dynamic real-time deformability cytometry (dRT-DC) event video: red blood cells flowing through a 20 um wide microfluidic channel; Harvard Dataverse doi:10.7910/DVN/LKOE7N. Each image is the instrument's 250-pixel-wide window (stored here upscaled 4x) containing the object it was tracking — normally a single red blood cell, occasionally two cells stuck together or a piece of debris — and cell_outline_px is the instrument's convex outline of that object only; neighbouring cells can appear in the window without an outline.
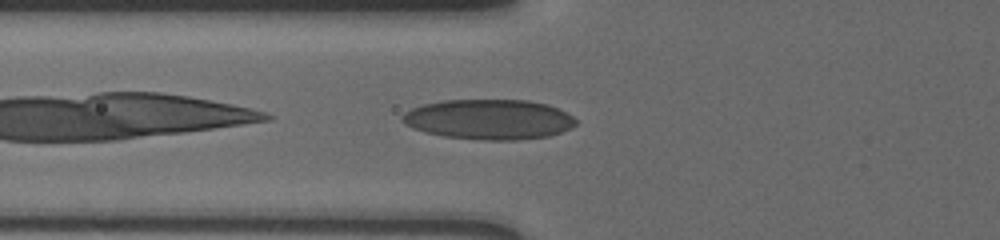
{"species": "human", "species_latin": "Homo sapiens", "temperature_condition": "cold", "stored_images_in_passage": 16, "camera_frame_rate_fps": 3000, "um_per_image_px": 0.085, "donor": {"sex": "male"}, "frame": {"image": 1, "passage_image": 8, "time_ms": 2.333, "image_size_px": [1000, 240], "cell_outline_px": [[576, 124], [572, 128], [548, 136], [516, 140], [480, 140], [444, 136], [424, 132], [412, 128], [404, 124], [400, 120], [400, 116], [404, 112], [412, 108], [424, 104], [444, 100], [528, 100], [548, 104], [572, 116], [576, 120]], "centroid_in_image_um": [41.52, 10.15], "position_along_channel_um": 84.3, "area_um2": 40.69}}
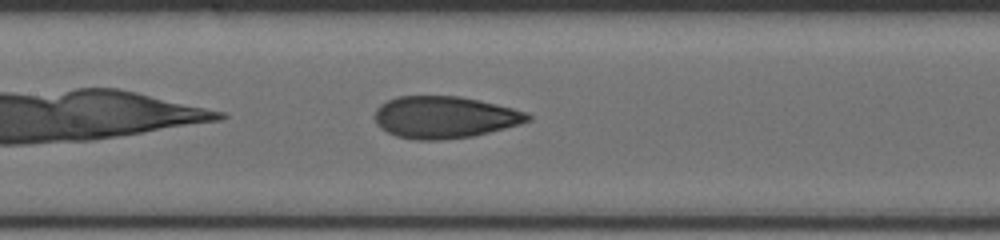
{"frame": {"image": 2, "passage_image": 14, "time_ms": 4.333, "image_size_px": [1000, 240], "cell_outline_px": [[532, 120], [520, 124], [472, 136], [440, 140], [416, 140], [396, 136], [380, 128], [376, 124], [372, 116], [376, 108], [380, 104], [396, 96], [460, 96], [480, 100], [528, 112], [532, 116]], "centroid_in_image_um": [37.75, 9.96], "position_along_channel_um": 169.6, "area_um2": 37.69}}
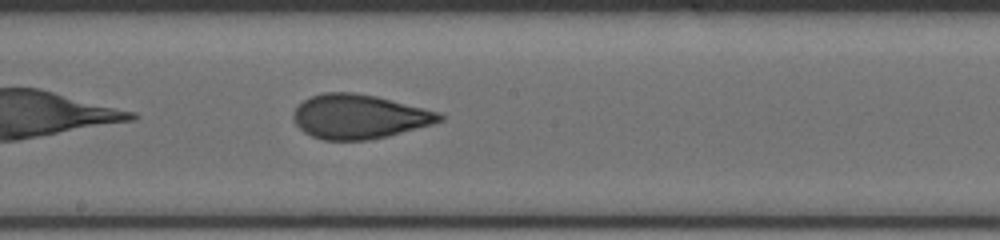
{"frame": {"image": 3, "passage_image": 16, "time_ms": 5.0, "image_size_px": [1000, 240], "cell_outline_px": [[444, 120], [432, 124], [388, 136], [368, 140], [324, 140], [312, 136], [304, 132], [292, 120], [292, 112], [304, 100], [312, 96], [324, 92], [352, 92], [376, 96], [440, 112], [444, 116]], "centroid_in_image_um": [30.52, 9.91], "position_along_channel_um": 217.7, "area_um2": 37.69}}